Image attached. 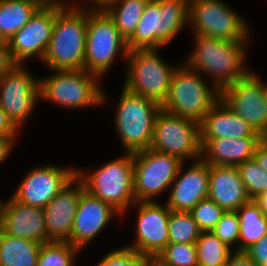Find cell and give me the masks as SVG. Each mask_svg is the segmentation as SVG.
Instances as JSON below:
<instances>
[{
	"label": "cell",
	"instance_id": "1",
	"mask_svg": "<svg viewBox=\"0 0 267 266\" xmlns=\"http://www.w3.org/2000/svg\"><path fill=\"white\" fill-rule=\"evenodd\" d=\"M193 38L194 49L184 64L209 76L219 91L251 71L245 63L249 40L226 41L201 35H193Z\"/></svg>",
	"mask_w": 267,
	"mask_h": 266
},
{
	"label": "cell",
	"instance_id": "2",
	"mask_svg": "<svg viewBox=\"0 0 267 266\" xmlns=\"http://www.w3.org/2000/svg\"><path fill=\"white\" fill-rule=\"evenodd\" d=\"M88 9L56 4V19L46 54L42 60L49 70L84 69Z\"/></svg>",
	"mask_w": 267,
	"mask_h": 266
},
{
	"label": "cell",
	"instance_id": "3",
	"mask_svg": "<svg viewBox=\"0 0 267 266\" xmlns=\"http://www.w3.org/2000/svg\"><path fill=\"white\" fill-rule=\"evenodd\" d=\"M189 26V0H148L128 50L161 49Z\"/></svg>",
	"mask_w": 267,
	"mask_h": 266
},
{
	"label": "cell",
	"instance_id": "4",
	"mask_svg": "<svg viewBox=\"0 0 267 266\" xmlns=\"http://www.w3.org/2000/svg\"><path fill=\"white\" fill-rule=\"evenodd\" d=\"M124 153L105 162L96 170L87 171L85 168L76 170V175L82 180L85 191L108 203L121 215L127 213L126 211L136 202L133 153Z\"/></svg>",
	"mask_w": 267,
	"mask_h": 266
},
{
	"label": "cell",
	"instance_id": "5",
	"mask_svg": "<svg viewBox=\"0 0 267 266\" xmlns=\"http://www.w3.org/2000/svg\"><path fill=\"white\" fill-rule=\"evenodd\" d=\"M97 75L81 70H51L39 78L40 99L65 109H86L106 105L108 97Z\"/></svg>",
	"mask_w": 267,
	"mask_h": 266
},
{
	"label": "cell",
	"instance_id": "6",
	"mask_svg": "<svg viewBox=\"0 0 267 266\" xmlns=\"http://www.w3.org/2000/svg\"><path fill=\"white\" fill-rule=\"evenodd\" d=\"M202 75L184 63L177 66L173 72L168 96L161 109L200 124L220 99V91L212 83L207 84Z\"/></svg>",
	"mask_w": 267,
	"mask_h": 266
},
{
	"label": "cell",
	"instance_id": "7",
	"mask_svg": "<svg viewBox=\"0 0 267 266\" xmlns=\"http://www.w3.org/2000/svg\"><path fill=\"white\" fill-rule=\"evenodd\" d=\"M160 49L130 50L125 62L123 87L162 107L169 93L173 72L177 65L165 62Z\"/></svg>",
	"mask_w": 267,
	"mask_h": 266
},
{
	"label": "cell",
	"instance_id": "8",
	"mask_svg": "<svg viewBox=\"0 0 267 266\" xmlns=\"http://www.w3.org/2000/svg\"><path fill=\"white\" fill-rule=\"evenodd\" d=\"M115 108V133L122 143L123 150L135 153L150 148L155 117L161 107L122 87Z\"/></svg>",
	"mask_w": 267,
	"mask_h": 266
},
{
	"label": "cell",
	"instance_id": "9",
	"mask_svg": "<svg viewBox=\"0 0 267 266\" xmlns=\"http://www.w3.org/2000/svg\"><path fill=\"white\" fill-rule=\"evenodd\" d=\"M128 53L126 39L107 12L88 9L84 70L103 79L118 55L126 62Z\"/></svg>",
	"mask_w": 267,
	"mask_h": 266
},
{
	"label": "cell",
	"instance_id": "10",
	"mask_svg": "<svg viewBox=\"0 0 267 266\" xmlns=\"http://www.w3.org/2000/svg\"><path fill=\"white\" fill-rule=\"evenodd\" d=\"M193 35L226 41L251 40L246 19L222 0H189V28Z\"/></svg>",
	"mask_w": 267,
	"mask_h": 266
},
{
	"label": "cell",
	"instance_id": "11",
	"mask_svg": "<svg viewBox=\"0 0 267 266\" xmlns=\"http://www.w3.org/2000/svg\"><path fill=\"white\" fill-rule=\"evenodd\" d=\"M150 148L186 163L198 160L202 155L200 124L161 109L155 117Z\"/></svg>",
	"mask_w": 267,
	"mask_h": 266
},
{
	"label": "cell",
	"instance_id": "12",
	"mask_svg": "<svg viewBox=\"0 0 267 266\" xmlns=\"http://www.w3.org/2000/svg\"><path fill=\"white\" fill-rule=\"evenodd\" d=\"M133 161L136 202H154L156 196L169 191L183 162L177 156L151 148L133 153Z\"/></svg>",
	"mask_w": 267,
	"mask_h": 266
},
{
	"label": "cell",
	"instance_id": "13",
	"mask_svg": "<svg viewBox=\"0 0 267 266\" xmlns=\"http://www.w3.org/2000/svg\"><path fill=\"white\" fill-rule=\"evenodd\" d=\"M26 67L14 64L0 79V107L19 131L41 100L39 78Z\"/></svg>",
	"mask_w": 267,
	"mask_h": 266
},
{
	"label": "cell",
	"instance_id": "14",
	"mask_svg": "<svg viewBox=\"0 0 267 266\" xmlns=\"http://www.w3.org/2000/svg\"><path fill=\"white\" fill-rule=\"evenodd\" d=\"M251 70L245 77L220 91V98L262 138H267V105L264 82Z\"/></svg>",
	"mask_w": 267,
	"mask_h": 266
},
{
	"label": "cell",
	"instance_id": "15",
	"mask_svg": "<svg viewBox=\"0 0 267 266\" xmlns=\"http://www.w3.org/2000/svg\"><path fill=\"white\" fill-rule=\"evenodd\" d=\"M56 19V4H43L7 42L14 64H25L36 58L43 60L48 49Z\"/></svg>",
	"mask_w": 267,
	"mask_h": 266
},
{
	"label": "cell",
	"instance_id": "16",
	"mask_svg": "<svg viewBox=\"0 0 267 266\" xmlns=\"http://www.w3.org/2000/svg\"><path fill=\"white\" fill-rule=\"evenodd\" d=\"M43 165V166H42ZM29 169L12 197L25 205L44 208L76 175V167L42 164Z\"/></svg>",
	"mask_w": 267,
	"mask_h": 266
},
{
	"label": "cell",
	"instance_id": "17",
	"mask_svg": "<svg viewBox=\"0 0 267 266\" xmlns=\"http://www.w3.org/2000/svg\"><path fill=\"white\" fill-rule=\"evenodd\" d=\"M137 208L134 242L125 247L142 256L157 257L169 244L168 220L170 209L156 202H135Z\"/></svg>",
	"mask_w": 267,
	"mask_h": 266
},
{
	"label": "cell",
	"instance_id": "18",
	"mask_svg": "<svg viewBox=\"0 0 267 266\" xmlns=\"http://www.w3.org/2000/svg\"><path fill=\"white\" fill-rule=\"evenodd\" d=\"M184 163L179 166L165 202L171 211L189 212L201 200L208 198L210 165L200 158L183 171Z\"/></svg>",
	"mask_w": 267,
	"mask_h": 266
},
{
	"label": "cell",
	"instance_id": "19",
	"mask_svg": "<svg viewBox=\"0 0 267 266\" xmlns=\"http://www.w3.org/2000/svg\"><path fill=\"white\" fill-rule=\"evenodd\" d=\"M84 191L82 180L75 175L58 195L42 208L48 242H69L78 203Z\"/></svg>",
	"mask_w": 267,
	"mask_h": 266
},
{
	"label": "cell",
	"instance_id": "20",
	"mask_svg": "<svg viewBox=\"0 0 267 266\" xmlns=\"http://www.w3.org/2000/svg\"><path fill=\"white\" fill-rule=\"evenodd\" d=\"M117 216L122 215L111 205L84 191L78 203L69 243L83 250Z\"/></svg>",
	"mask_w": 267,
	"mask_h": 266
},
{
	"label": "cell",
	"instance_id": "21",
	"mask_svg": "<svg viewBox=\"0 0 267 266\" xmlns=\"http://www.w3.org/2000/svg\"><path fill=\"white\" fill-rule=\"evenodd\" d=\"M10 197L0 201V230L16 238L48 243L42 208L22 204Z\"/></svg>",
	"mask_w": 267,
	"mask_h": 266
},
{
	"label": "cell",
	"instance_id": "22",
	"mask_svg": "<svg viewBox=\"0 0 267 266\" xmlns=\"http://www.w3.org/2000/svg\"><path fill=\"white\" fill-rule=\"evenodd\" d=\"M225 211H236L251 200L235 166L210 165L209 194Z\"/></svg>",
	"mask_w": 267,
	"mask_h": 266
},
{
	"label": "cell",
	"instance_id": "23",
	"mask_svg": "<svg viewBox=\"0 0 267 266\" xmlns=\"http://www.w3.org/2000/svg\"><path fill=\"white\" fill-rule=\"evenodd\" d=\"M201 139L261 137L220 98L200 123Z\"/></svg>",
	"mask_w": 267,
	"mask_h": 266
},
{
	"label": "cell",
	"instance_id": "24",
	"mask_svg": "<svg viewBox=\"0 0 267 266\" xmlns=\"http://www.w3.org/2000/svg\"><path fill=\"white\" fill-rule=\"evenodd\" d=\"M262 137L201 139V158L209 165L237 167L253 158Z\"/></svg>",
	"mask_w": 267,
	"mask_h": 266
},
{
	"label": "cell",
	"instance_id": "25",
	"mask_svg": "<svg viewBox=\"0 0 267 266\" xmlns=\"http://www.w3.org/2000/svg\"><path fill=\"white\" fill-rule=\"evenodd\" d=\"M42 5L40 0L0 1V39L8 42Z\"/></svg>",
	"mask_w": 267,
	"mask_h": 266
},
{
	"label": "cell",
	"instance_id": "26",
	"mask_svg": "<svg viewBox=\"0 0 267 266\" xmlns=\"http://www.w3.org/2000/svg\"><path fill=\"white\" fill-rule=\"evenodd\" d=\"M41 245L0 230V266H37Z\"/></svg>",
	"mask_w": 267,
	"mask_h": 266
},
{
	"label": "cell",
	"instance_id": "27",
	"mask_svg": "<svg viewBox=\"0 0 267 266\" xmlns=\"http://www.w3.org/2000/svg\"><path fill=\"white\" fill-rule=\"evenodd\" d=\"M239 223V251H246L267 235V218L259 205L251 199L236 210Z\"/></svg>",
	"mask_w": 267,
	"mask_h": 266
},
{
	"label": "cell",
	"instance_id": "28",
	"mask_svg": "<svg viewBox=\"0 0 267 266\" xmlns=\"http://www.w3.org/2000/svg\"><path fill=\"white\" fill-rule=\"evenodd\" d=\"M147 2L148 0H118L105 10L126 40L133 34Z\"/></svg>",
	"mask_w": 267,
	"mask_h": 266
},
{
	"label": "cell",
	"instance_id": "29",
	"mask_svg": "<svg viewBox=\"0 0 267 266\" xmlns=\"http://www.w3.org/2000/svg\"><path fill=\"white\" fill-rule=\"evenodd\" d=\"M195 244L198 266H225L233 251L212 231L200 232Z\"/></svg>",
	"mask_w": 267,
	"mask_h": 266
},
{
	"label": "cell",
	"instance_id": "30",
	"mask_svg": "<svg viewBox=\"0 0 267 266\" xmlns=\"http://www.w3.org/2000/svg\"><path fill=\"white\" fill-rule=\"evenodd\" d=\"M200 232L190 212L170 211L168 220L169 244H195Z\"/></svg>",
	"mask_w": 267,
	"mask_h": 266
},
{
	"label": "cell",
	"instance_id": "31",
	"mask_svg": "<svg viewBox=\"0 0 267 266\" xmlns=\"http://www.w3.org/2000/svg\"><path fill=\"white\" fill-rule=\"evenodd\" d=\"M81 250L69 242L51 241L41 245L37 266H75Z\"/></svg>",
	"mask_w": 267,
	"mask_h": 266
},
{
	"label": "cell",
	"instance_id": "32",
	"mask_svg": "<svg viewBox=\"0 0 267 266\" xmlns=\"http://www.w3.org/2000/svg\"><path fill=\"white\" fill-rule=\"evenodd\" d=\"M237 169L251 199L267 191V171L262 169L254 158L241 163Z\"/></svg>",
	"mask_w": 267,
	"mask_h": 266
},
{
	"label": "cell",
	"instance_id": "33",
	"mask_svg": "<svg viewBox=\"0 0 267 266\" xmlns=\"http://www.w3.org/2000/svg\"><path fill=\"white\" fill-rule=\"evenodd\" d=\"M157 257L165 266H198L196 244H168Z\"/></svg>",
	"mask_w": 267,
	"mask_h": 266
},
{
	"label": "cell",
	"instance_id": "34",
	"mask_svg": "<svg viewBox=\"0 0 267 266\" xmlns=\"http://www.w3.org/2000/svg\"><path fill=\"white\" fill-rule=\"evenodd\" d=\"M197 223L200 231H212L221 219L225 210L213 200L206 198L201 200L189 211Z\"/></svg>",
	"mask_w": 267,
	"mask_h": 266
},
{
	"label": "cell",
	"instance_id": "35",
	"mask_svg": "<svg viewBox=\"0 0 267 266\" xmlns=\"http://www.w3.org/2000/svg\"><path fill=\"white\" fill-rule=\"evenodd\" d=\"M239 230L240 223L237 212L225 211L212 232L229 248L239 251ZM232 246L234 247L232 248Z\"/></svg>",
	"mask_w": 267,
	"mask_h": 266
},
{
	"label": "cell",
	"instance_id": "36",
	"mask_svg": "<svg viewBox=\"0 0 267 266\" xmlns=\"http://www.w3.org/2000/svg\"><path fill=\"white\" fill-rule=\"evenodd\" d=\"M143 257L133 249L123 246L108 252L96 266H138Z\"/></svg>",
	"mask_w": 267,
	"mask_h": 266
},
{
	"label": "cell",
	"instance_id": "37",
	"mask_svg": "<svg viewBox=\"0 0 267 266\" xmlns=\"http://www.w3.org/2000/svg\"><path fill=\"white\" fill-rule=\"evenodd\" d=\"M257 266H267V235L245 251Z\"/></svg>",
	"mask_w": 267,
	"mask_h": 266
},
{
	"label": "cell",
	"instance_id": "38",
	"mask_svg": "<svg viewBox=\"0 0 267 266\" xmlns=\"http://www.w3.org/2000/svg\"><path fill=\"white\" fill-rule=\"evenodd\" d=\"M225 266H257L245 251H232Z\"/></svg>",
	"mask_w": 267,
	"mask_h": 266
},
{
	"label": "cell",
	"instance_id": "39",
	"mask_svg": "<svg viewBox=\"0 0 267 266\" xmlns=\"http://www.w3.org/2000/svg\"><path fill=\"white\" fill-rule=\"evenodd\" d=\"M19 132L0 107V136L18 137Z\"/></svg>",
	"mask_w": 267,
	"mask_h": 266
},
{
	"label": "cell",
	"instance_id": "40",
	"mask_svg": "<svg viewBox=\"0 0 267 266\" xmlns=\"http://www.w3.org/2000/svg\"><path fill=\"white\" fill-rule=\"evenodd\" d=\"M13 65L14 63L9 56L8 44L0 39V79Z\"/></svg>",
	"mask_w": 267,
	"mask_h": 266
},
{
	"label": "cell",
	"instance_id": "41",
	"mask_svg": "<svg viewBox=\"0 0 267 266\" xmlns=\"http://www.w3.org/2000/svg\"><path fill=\"white\" fill-rule=\"evenodd\" d=\"M19 140L16 137L0 136V164L8 158L10 153L15 147L16 142Z\"/></svg>",
	"mask_w": 267,
	"mask_h": 266
},
{
	"label": "cell",
	"instance_id": "42",
	"mask_svg": "<svg viewBox=\"0 0 267 266\" xmlns=\"http://www.w3.org/2000/svg\"><path fill=\"white\" fill-rule=\"evenodd\" d=\"M253 158L262 169L267 171V138H262L257 144Z\"/></svg>",
	"mask_w": 267,
	"mask_h": 266
},
{
	"label": "cell",
	"instance_id": "43",
	"mask_svg": "<svg viewBox=\"0 0 267 266\" xmlns=\"http://www.w3.org/2000/svg\"><path fill=\"white\" fill-rule=\"evenodd\" d=\"M86 2V5L84 4ZM118 0H83V3L79 4L76 2V5L90 9V10H106L110 5L114 4ZM93 5H92V4Z\"/></svg>",
	"mask_w": 267,
	"mask_h": 266
},
{
	"label": "cell",
	"instance_id": "44",
	"mask_svg": "<svg viewBox=\"0 0 267 266\" xmlns=\"http://www.w3.org/2000/svg\"><path fill=\"white\" fill-rule=\"evenodd\" d=\"M138 266H165L164 263L154 256H144Z\"/></svg>",
	"mask_w": 267,
	"mask_h": 266
},
{
	"label": "cell",
	"instance_id": "45",
	"mask_svg": "<svg viewBox=\"0 0 267 266\" xmlns=\"http://www.w3.org/2000/svg\"><path fill=\"white\" fill-rule=\"evenodd\" d=\"M254 201L259 205V208L267 218V191L262 192L254 198Z\"/></svg>",
	"mask_w": 267,
	"mask_h": 266
},
{
	"label": "cell",
	"instance_id": "46",
	"mask_svg": "<svg viewBox=\"0 0 267 266\" xmlns=\"http://www.w3.org/2000/svg\"><path fill=\"white\" fill-rule=\"evenodd\" d=\"M43 4H68L65 0H40Z\"/></svg>",
	"mask_w": 267,
	"mask_h": 266
},
{
	"label": "cell",
	"instance_id": "47",
	"mask_svg": "<svg viewBox=\"0 0 267 266\" xmlns=\"http://www.w3.org/2000/svg\"><path fill=\"white\" fill-rule=\"evenodd\" d=\"M264 100L266 102V105H267V82H264Z\"/></svg>",
	"mask_w": 267,
	"mask_h": 266
}]
</instances>
